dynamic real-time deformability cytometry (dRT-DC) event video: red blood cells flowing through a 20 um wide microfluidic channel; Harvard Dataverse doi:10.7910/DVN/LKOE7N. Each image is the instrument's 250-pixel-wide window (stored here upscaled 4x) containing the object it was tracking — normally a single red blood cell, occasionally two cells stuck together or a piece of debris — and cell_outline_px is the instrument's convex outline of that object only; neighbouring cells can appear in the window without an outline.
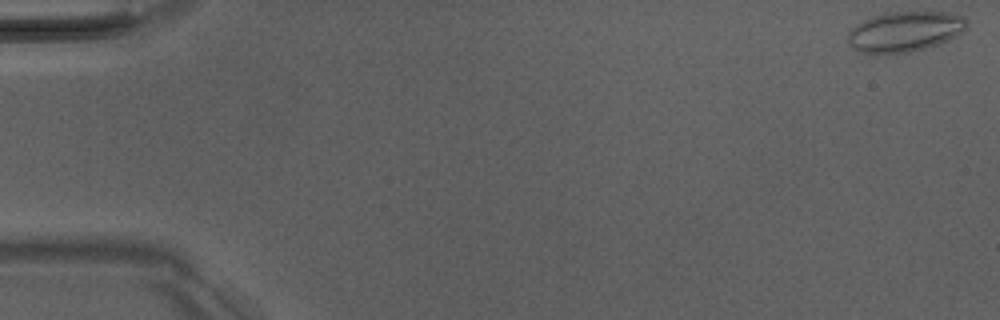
{"species": "Egyptian fruit bat (a non-hibernating species)", "species_latin": "Rousettus aegyptiacus", "temperature_condition": "room temperature", "stored_images_in_passage": 51, "camera_frame_rate_fps": 3000, "um_per_image_px": 0.085, "animal": {"sex": "male"}, "frame": {"image": 1, "passage_image": 1, "time_ms": 0.0, "image_size_px": [1000, 320], "cell_outline_px": [[968, 28], [956, 36], [940, 44], [908, 52], [860, 52], [852, 48], [848, 44], [848, 32], [856, 24], [872, 16], [888, 12], [948, 12], [964, 16], [968, 20]], "centroid_in_image_um": [76.95, 2.66], "position_along_channel_um": 8.0, "area_um2": 27.86}}
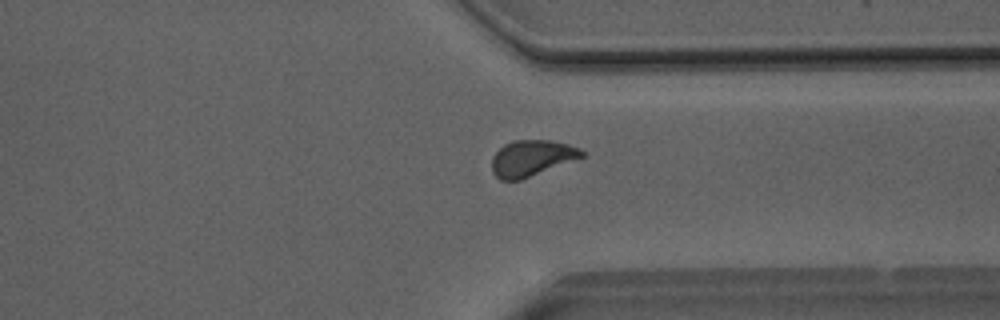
{"frame": {"image": 2, "passage_image": 39, "time_ms": 12.667, "image_size_px": [1000, 320], "cell_outline_px": [[584, 156], [520, 180], [500, 180], [492, 172], [492, 156], [504, 144], [512, 140], [552, 140], [568, 144], [580, 148], [584, 152]], "centroid_in_image_um": [45.16, 13.43], "position_along_channel_um": 366.2, "area_um2": 18.79}}
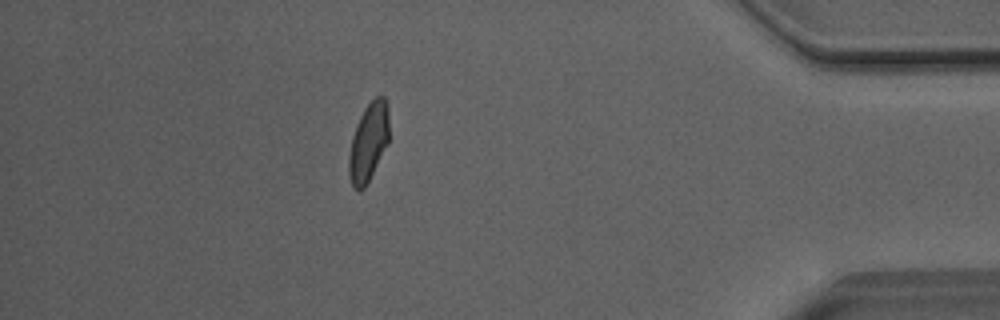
{"frame": {"image": 3, "passage_image": 45, "time_ms": 14.667, "image_size_px": [1000, 320], "cell_outline_px": [[388, 144], [364, 188], [360, 192], [352, 188], [348, 172], [348, 156], [352, 136], [356, 124], [364, 108], [376, 96], [384, 96], [388, 104]], "centroid_in_image_um": [31.3, 12.09], "position_along_channel_um": 403.9, "area_um2": 18.5}}